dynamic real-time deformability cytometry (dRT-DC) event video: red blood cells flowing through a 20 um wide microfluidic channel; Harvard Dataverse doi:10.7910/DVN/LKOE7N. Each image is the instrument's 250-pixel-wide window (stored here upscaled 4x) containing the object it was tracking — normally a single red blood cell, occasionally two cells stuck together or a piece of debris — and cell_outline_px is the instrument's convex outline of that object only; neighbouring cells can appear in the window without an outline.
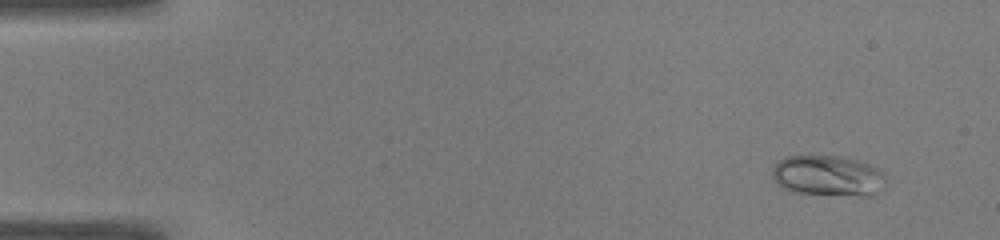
{"species": "common noctule bat (a hibernating species)", "species_latin": "Nyctalus noctula", "temperature_condition": "warm", "stored_images_in_passage": 50, "camera_frame_rate_fps": 3000, "um_per_image_px": 0.085, "animal": {"sex": "male", "body_mass_g": 19.0, "forearm_length_mm": 50.8}, "frame": {"image": 1, "passage_image": 4, "time_ms": 1.0, "image_size_px": [1000, 240], "cell_outline_px": [[884, 188], [872, 196], [860, 196], [800, 192], [784, 188], [772, 180], [772, 168], [784, 156], [840, 156], [860, 160], [884, 172]], "centroid_in_image_um": [70.4, 14.93], "position_along_channel_um": 14.6, "area_um2": 26.88}}
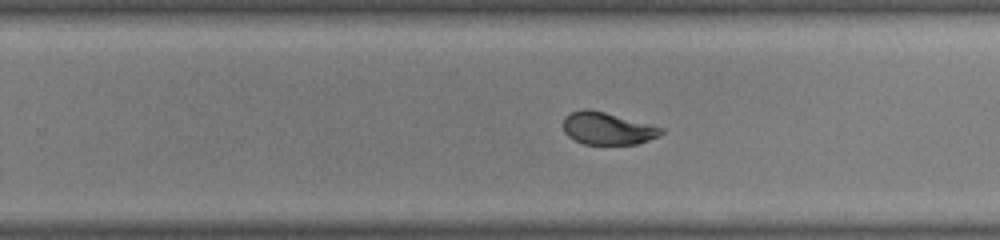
{"frame": {"image": 2, "passage_image": 32, "time_ms": 10.333, "image_size_px": [1000, 240], "cell_outline_px": [[664, 132], [648, 140], [636, 144], [584, 144], [568, 136], [564, 132], [564, 116], [572, 112], [584, 108], [588, 108], [652, 124], [664, 128]], "centroid_in_image_um": [51.63, 10.91], "position_along_channel_um": 278.2, "area_um2": 18.38}}
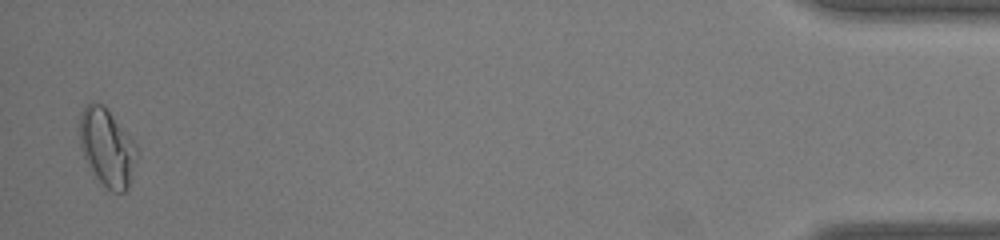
{"frame": {"image": 3, "passage_image": 49, "time_ms": 16.0, "image_size_px": [1000, 240], "cell_outline_px": [[136, 148], [128, 188], [124, 192], [112, 192], [92, 172], [84, 156], [80, 144], [80, 112], [84, 104], [104, 104], [108, 108], [136, 144]], "centroid_in_image_um": [9.07, 12.48], "position_along_channel_um": 426.1, "area_um2": 25.26}, "authors_computed_cell_mechanics": {"area_um2": 19.9121, "velocity_mm_per_s": 4.0761, "shape_relaxation_time_tau1_ms": 10.7718, "shape_relaxation_time_tau2_ms": 0.8975, "deformation_change_tau1": 0.2751, "deformation_change_tau2": 0.0361}}